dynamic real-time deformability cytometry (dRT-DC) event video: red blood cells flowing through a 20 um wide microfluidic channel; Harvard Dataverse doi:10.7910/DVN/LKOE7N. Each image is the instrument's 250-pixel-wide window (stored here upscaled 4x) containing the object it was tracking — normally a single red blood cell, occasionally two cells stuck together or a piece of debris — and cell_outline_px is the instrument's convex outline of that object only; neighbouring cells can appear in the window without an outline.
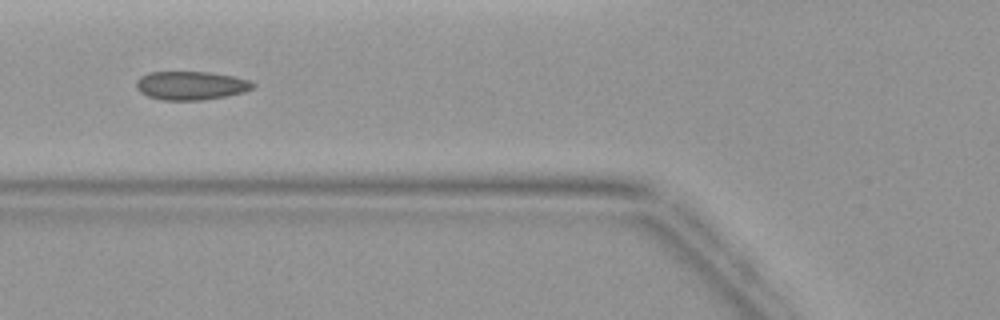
{"species": "common noctule bat (a hibernating species)", "species_latin": "Nyctalus noctula", "temperature_condition": "warm", "stored_images_in_passage": 6, "camera_frame_rate_fps": 3000, "um_per_image_px": 0.085, "animal": {"sex": "female", "body_mass_g": 19.9}, "frame": {"image": 1, "passage_image": 6, "time_ms": 5.667, "image_size_px": [1000, 320], "cell_outline_px": [[256, 84], [252, 88], [244, 92], [224, 96], [200, 100], [164, 100], [148, 96], [140, 92], [136, 88], [136, 80], [140, 76], [148, 72], [208, 72], [232, 76], [248, 80]], "centroid_in_image_um": [16.19, 7.26], "position_along_channel_um": 109.6, "area_um2": 19.31}}